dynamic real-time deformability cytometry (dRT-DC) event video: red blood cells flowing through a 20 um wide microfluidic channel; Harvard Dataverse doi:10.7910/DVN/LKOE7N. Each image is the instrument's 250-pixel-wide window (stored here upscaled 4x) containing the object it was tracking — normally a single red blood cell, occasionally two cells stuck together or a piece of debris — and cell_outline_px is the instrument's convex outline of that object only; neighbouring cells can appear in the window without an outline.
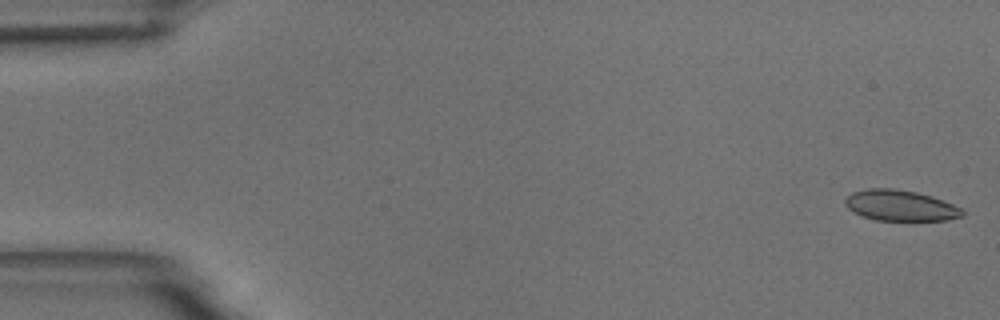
{"species": "common noctule bat (a hibernating species)", "species_latin": "Nyctalus noctula", "temperature_condition": "room temperature", "stored_images_in_passage": 55, "camera_frame_rate_fps": 3000, "um_per_image_px": 0.085, "animal": {"sex": "male", "body_mass_g": 18.8}, "frame": {"image": 1, "passage_image": 1, "time_ms": 0.0, "image_size_px": [1000, 320], "cell_outline_px": [[964, 216], [948, 220], [876, 220], [860, 216], [852, 212], [844, 204], [844, 200], [852, 192], [868, 188], [892, 188], [916, 192], [932, 196], [952, 204], [960, 208], [964, 212]], "centroid_in_image_um": [76.5, 17.47], "position_along_channel_um": 8.5, "area_um2": 21.1}}
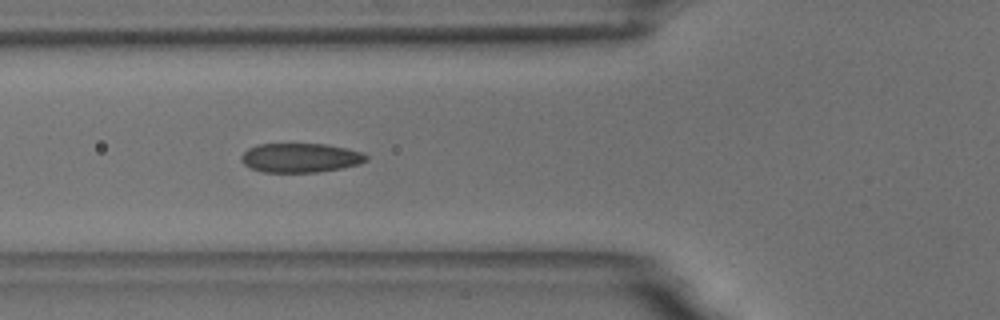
{"frame": {"image": 2, "passage_image": 20, "time_ms": 6.333, "image_size_px": [1000, 320], "cell_outline_px": [[368, 160], [360, 164], [340, 168], [316, 172], [264, 172], [252, 168], [244, 164], [240, 160], [240, 156], [248, 148], [256, 144], [324, 144], [348, 148], [364, 152], [368, 156]], "centroid_in_image_um": [25.55, 13.4], "position_along_channel_um": 100.2, "area_um2": 21.39}}
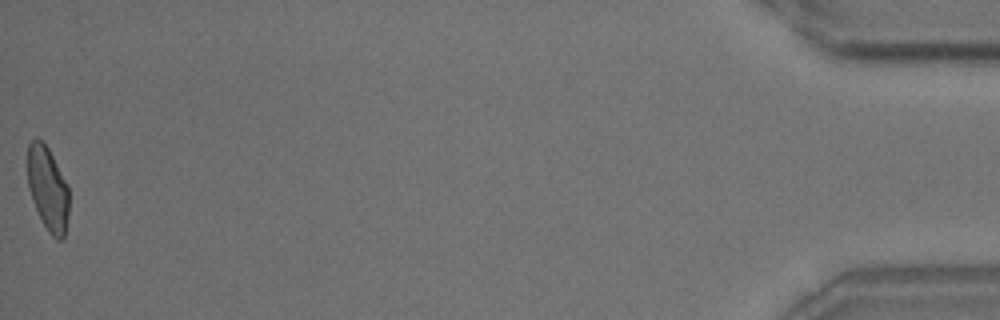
{"frame": {"image": 3, "passage_image": 55, "time_ms": 18.0, "image_size_px": [1000, 320], "cell_outline_px": [[68, 216], [64, 236], [60, 240], [56, 240], [48, 232], [32, 200], [28, 184], [28, 144], [36, 136], [48, 148], [68, 184]], "centroid_in_image_um": [4.07, 16.03], "position_along_channel_um": 431.1, "area_um2": 20.11}, "authors_computed_cell_mechanics": {"area_um2": 21.5016, "velocity_mm_per_s": 3.6728, "shape_relaxation_time_tau1_ms": 4.9161, "shape_relaxation_time_tau2_ms": 1.2176, "deformation_change_tau1": 0.1335, "deformation_change_tau2": 0.0701}}